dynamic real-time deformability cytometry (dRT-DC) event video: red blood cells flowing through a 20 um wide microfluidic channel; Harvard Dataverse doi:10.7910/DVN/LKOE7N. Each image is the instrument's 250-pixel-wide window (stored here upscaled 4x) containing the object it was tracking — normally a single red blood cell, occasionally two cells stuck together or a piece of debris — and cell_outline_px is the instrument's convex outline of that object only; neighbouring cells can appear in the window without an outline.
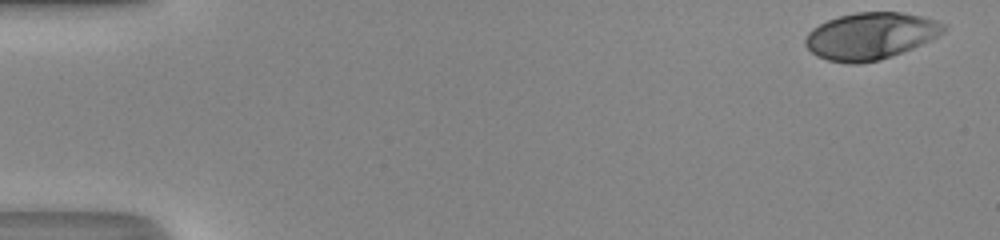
{"species": "human", "species_latin": "Homo sapiens", "temperature_condition": "room temperature", "stored_images_in_passage": 40, "camera_frame_rate_fps": 3000, "um_per_image_px": 0.085, "donor": {"sex": "male"}, "frame": {"image": 1, "passage_image": 1, "time_ms": 0.0, "image_size_px": [1000, 240], "cell_outline_px": [[948, 28], [944, 32], [932, 40], [892, 56], [880, 60], [856, 64], [852, 64], [828, 60], [816, 56], [804, 44], [804, 40], [808, 32], [812, 28], [828, 20], [840, 16], [856, 12], [900, 12], [924, 16], [948, 24]], "centroid_in_image_um": [74.03, 3.05], "position_along_channel_um": 11.0, "area_um2": 38.03}}
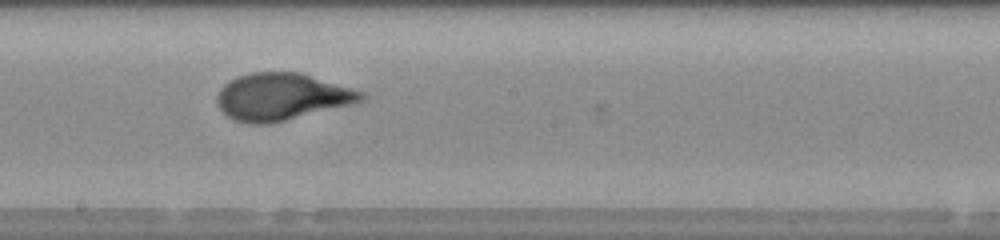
{"frame": {"image": 2, "passage_image": 27, "time_ms": 8.667, "image_size_px": [1000, 240], "cell_outline_px": [[368, 96], [364, 100], [352, 104], [268, 124], [248, 124], [232, 120], [220, 108], [216, 100], [216, 96], [220, 88], [224, 84], [236, 76], [252, 72], [300, 72], [364, 92]], "centroid_in_image_um": [23.92, 8.22], "position_along_channel_um": 224.3, "area_um2": 39.54}}
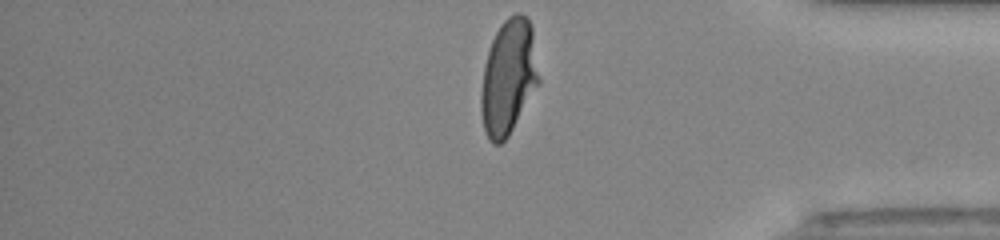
{"frame": {"image": 3, "passage_image": 40, "time_ms": 13.0, "image_size_px": [1000, 240], "cell_outline_px": [[540, 84], [508, 136], [500, 144], [492, 144], [488, 140], [484, 128], [480, 112], [480, 96], [484, 68], [488, 52], [492, 40], [500, 24], [508, 16], [516, 12], [520, 12], [528, 20], [532, 28], [540, 80]], "centroid_in_image_um": [43.22, 6.57], "position_along_channel_um": 392.0, "area_um2": 38.96}, "authors_computed_cell_mechanics": {"area_um2": 38.5815, "velocity_mm_per_s": 4.3465, "shape_relaxation_time_tau1_ms": 4.7863, "shape_relaxation_time_tau2_ms": null, "deformation_change_tau1": 0.2589, "deformation_change_tau2": null}}